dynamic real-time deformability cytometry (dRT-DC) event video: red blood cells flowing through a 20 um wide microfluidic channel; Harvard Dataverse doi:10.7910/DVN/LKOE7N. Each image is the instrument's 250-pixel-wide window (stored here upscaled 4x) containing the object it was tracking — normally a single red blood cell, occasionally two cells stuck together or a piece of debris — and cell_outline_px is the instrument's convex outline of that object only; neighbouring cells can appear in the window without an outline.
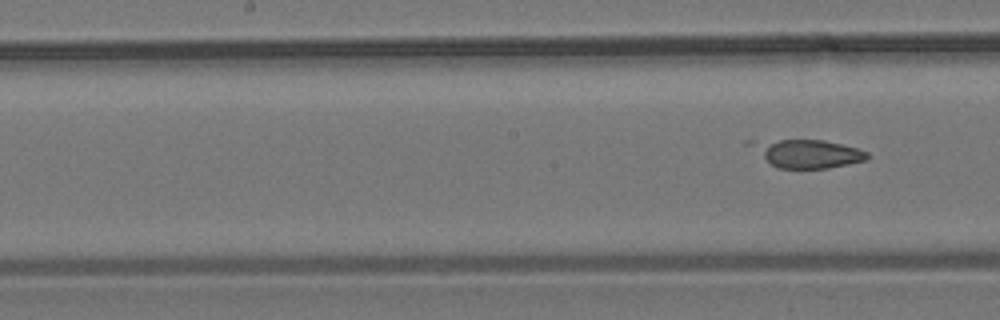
{"species": "common noctule bat (a hibernating species)", "species_latin": "Nyctalus noctula", "temperature_condition": "room temperature", "stored_images_in_passage": 8, "segment_of_instrument_passage": [2, 2], "camera_frame_rate_fps": 3000, "um_per_image_px": 0.085, "animal": {"sex": "male", "body_mass_g": 19.2, "forearm_length_mm": 51.8}, "frame": {"image": 1, "passage_image": 8, "time_ms": 2.333, "image_size_px": [1000, 320], "cell_outline_px": [[868, 160], [828, 168], [780, 168], [772, 164], [744, 144], [744, 140], [824, 140], [856, 148], [868, 152]], "centroid_in_image_um": [68.54, 13.03], "position_along_channel_um": 179.7, "area_um2": 19.19}}